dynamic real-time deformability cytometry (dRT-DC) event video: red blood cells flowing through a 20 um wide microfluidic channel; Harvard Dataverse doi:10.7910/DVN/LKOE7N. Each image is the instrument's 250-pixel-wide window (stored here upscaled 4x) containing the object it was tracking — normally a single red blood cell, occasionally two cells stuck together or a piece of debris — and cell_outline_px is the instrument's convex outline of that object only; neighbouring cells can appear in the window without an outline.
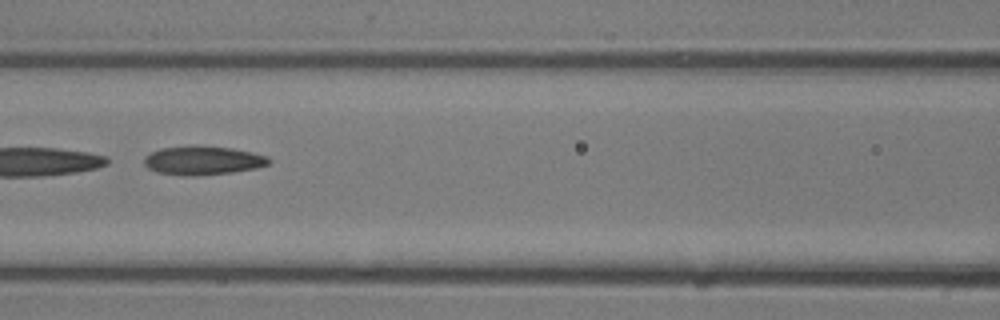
{"species": "common noctule bat (a hibernating species)", "species_latin": "Nyctalus noctula", "temperature_condition": "room temperature", "stored_images_in_passage": 31, "camera_frame_rate_fps": 3000, "um_per_image_px": 0.085, "animal": {"sex": "male", "body_mass_g": 13.3}, "frame": {"image": 1, "passage_image": 14, "time_ms": 4.333, "image_size_px": [1000, 320], "cell_outline_px": [[272, 160], [268, 164], [256, 168], [232, 172], [196, 176], [184, 176], [156, 172], [148, 168], [144, 164], [144, 156], [160, 148], [196, 144], [232, 148], [252, 152], [268, 156]], "centroid_in_image_um": [17.23, 13.62], "position_along_channel_um": 149.4, "area_um2": 21.33}}
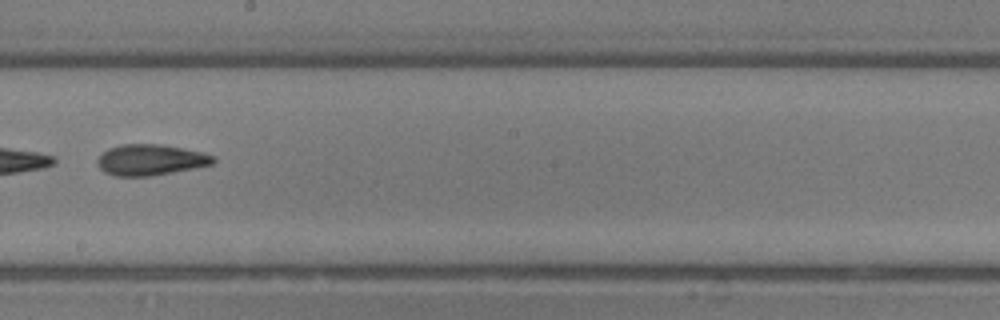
{"frame": {"image": 2, "passage_image": 18, "time_ms": 5.667, "image_size_px": [1000, 320], "cell_outline_px": [[216, 160], [212, 164], [172, 172], [148, 176], [116, 176], [104, 172], [96, 164], [96, 160], [108, 148], [120, 144], [160, 144], [200, 152], [216, 156]], "centroid_in_image_um": [12.75, 13.58], "position_along_channel_um": 235.4, "area_um2": 20.69}}
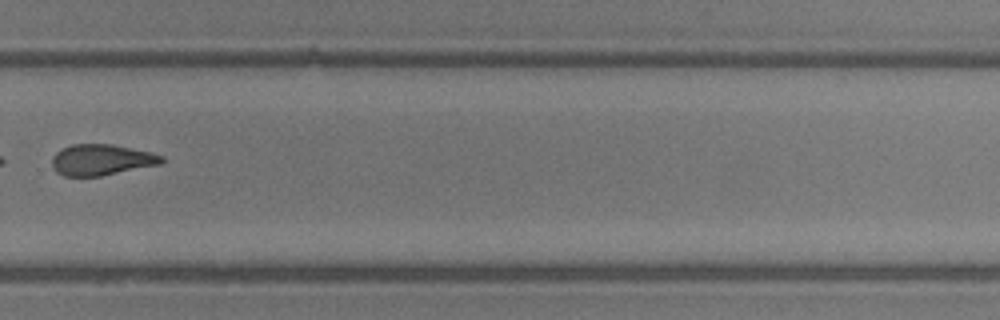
{"frame": {"image": 3, "passage_image": 22, "time_ms": 7.0, "image_size_px": [1000, 320], "cell_outline_px": [[164, 160], [160, 164], [100, 176], [64, 176], [56, 172], [52, 168], [52, 156], [56, 152], [72, 144], [112, 144], [152, 152], [164, 156]], "centroid_in_image_um": [8.61, 13.58], "position_along_channel_um": 321.2, "area_um2": 19.83}}